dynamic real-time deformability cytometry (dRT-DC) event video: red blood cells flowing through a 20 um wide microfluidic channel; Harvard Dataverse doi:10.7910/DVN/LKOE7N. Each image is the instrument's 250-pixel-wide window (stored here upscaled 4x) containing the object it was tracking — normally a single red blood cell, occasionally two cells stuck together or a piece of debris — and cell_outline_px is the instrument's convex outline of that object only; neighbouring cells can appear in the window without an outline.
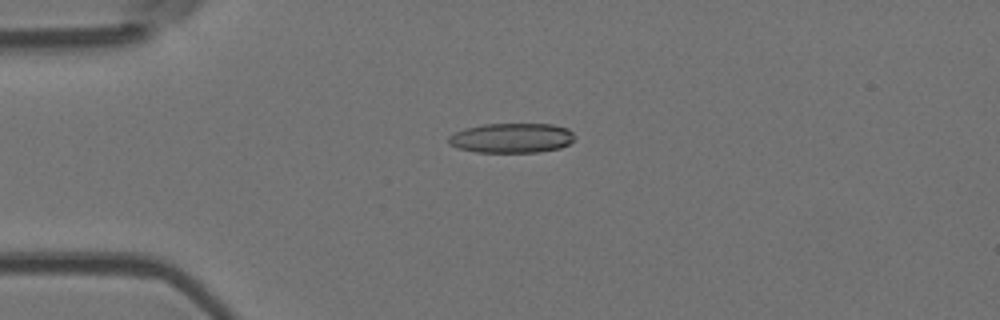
{"species": "Egyptian fruit bat (a non-hibernating species)", "species_latin": "Rousettus aegyptiacus", "temperature_condition": "room temperature", "stored_images_in_passage": 5, "camera_frame_rate_fps": 3000, "um_per_image_px": 0.085, "animal": {"sex": "female"}, "frame": {"image": 1, "passage_image": 1, "time_ms": 0.0, "image_size_px": [1000, 320], "cell_outline_px": [[576, 136], [568, 144], [560, 148], [540, 152], [476, 152], [456, 148], [448, 144], [448, 136], [464, 128], [484, 124], [552, 124], [568, 128]], "centroid_in_image_um": [43.48, 11.73], "position_along_channel_um": 41.5, "area_um2": 22.02}}
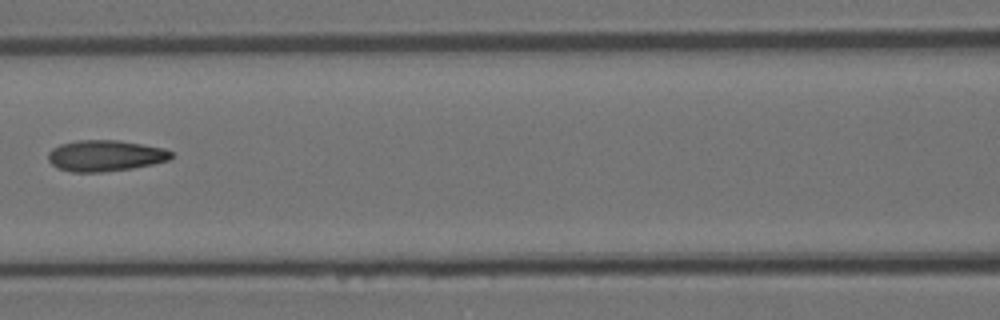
{"frame": {"image": 2, "passage_image": 4, "time_ms": 3.667, "image_size_px": [1000, 320], "cell_outline_px": [[172, 156], [168, 160], [152, 164], [132, 168], [104, 172], [72, 172], [56, 168], [48, 160], [48, 152], [52, 148], [60, 144], [80, 140], [116, 140], [164, 148], [172, 152]], "centroid_in_image_um": [8.91, 13.24], "position_along_channel_um": 157.7, "area_um2": 22.25}}
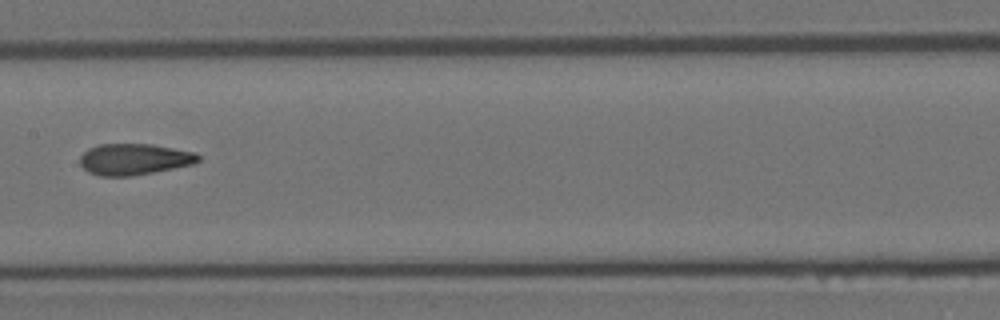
{"frame": {"image": 3, "passage_image": 5, "time_ms": 4.667, "image_size_px": [1000, 320], "cell_outline_px": [[200, 160], [192, 164], [132, 176], [100, 176], [88, 172], [80, 164], [80, 156], [88, 148], [100, 144], [152, 144], [196, 152], [200, 156]], "centroid_in_image_um": [11.39, 13.53], "position_along_channel_um": 196.0, "area_um2": 21.5}}